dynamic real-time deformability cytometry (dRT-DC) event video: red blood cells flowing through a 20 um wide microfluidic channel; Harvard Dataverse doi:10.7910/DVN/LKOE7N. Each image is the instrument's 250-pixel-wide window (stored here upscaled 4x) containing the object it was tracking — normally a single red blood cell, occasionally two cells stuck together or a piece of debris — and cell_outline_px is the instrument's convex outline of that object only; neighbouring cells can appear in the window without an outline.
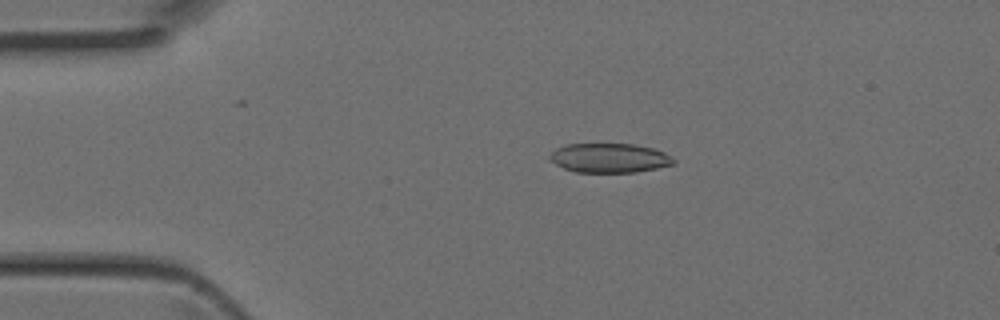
{"species": "Egyptian fruit bat (a non-hibernating species)", "species_latin": "Rousettus aegyptiacus", "temperature_condition": "room temperature", "stored_images_in_passage": 20, "camera_frame_rate_fps": 3000, "um_per_image_px": 0.085, "animal": {"sex": "female"}, "frame": {"image": 1, "passage_image": 9, "time_ms": 2.667, "image_size_px": [1000, 320], "cell_outline_px": [[676, 164], [636, 172], [576, 172], [564, 168], [548, 160], [548, 156], [556, 148], [568, 144], [632, 144], [652, 148], [664, 152], [676, 160]], "centroid_in_image_um": [51.8, 13.43], "position_along_channel_um": 33.2, "area_um2": 21.15}}
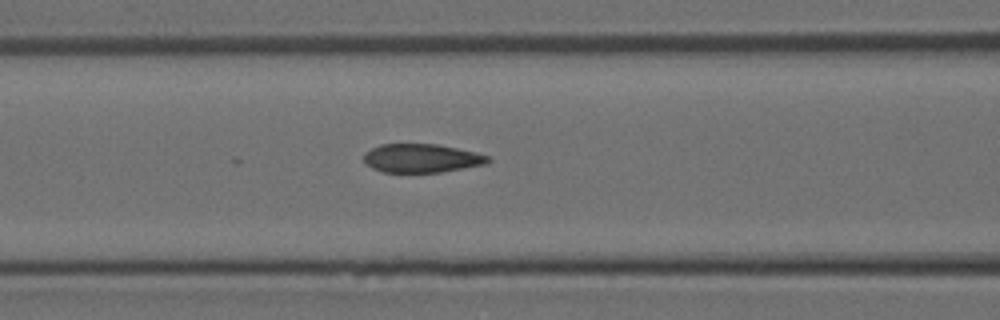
{"frame": {"image": 2, "passage_image": 18, "time_ms": 5.667, "image_size_px": [1000, 320], "cell_outline_px": [[492, 160], [484, 164], [440, 172], [384, 172], [372, 168], [364, 164], [364, 152], [380, 144], [436, 144], [476, 152], [488, 156]], "centroid_in_image_um": [35.79, 13.44], "position_along_channel_um": 130.8, "area_um2": 20.63}}
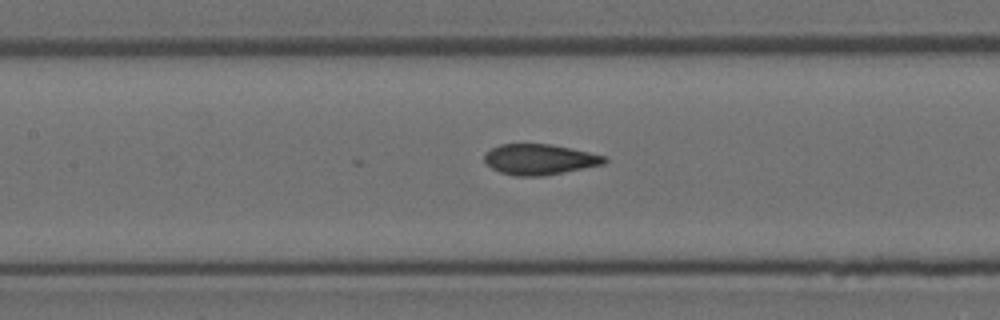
{"frame": {"image": 3, "passage_image": 20, "time_ms": 6.333, "image_size_px": [1000, 320], "cell_outline_px": [[608, 160], [604, 164], [544, 176], [512, 176], [500, 172], [492, 168], [484, 160], [484, 156], [492, 148], [500, 144], [548, 144], [588, 152], [604, 156]], "centroid_in_image_um": [45.84, 13.56], "position_along_channel_um": 161.6, "area_um2": 21.15}}